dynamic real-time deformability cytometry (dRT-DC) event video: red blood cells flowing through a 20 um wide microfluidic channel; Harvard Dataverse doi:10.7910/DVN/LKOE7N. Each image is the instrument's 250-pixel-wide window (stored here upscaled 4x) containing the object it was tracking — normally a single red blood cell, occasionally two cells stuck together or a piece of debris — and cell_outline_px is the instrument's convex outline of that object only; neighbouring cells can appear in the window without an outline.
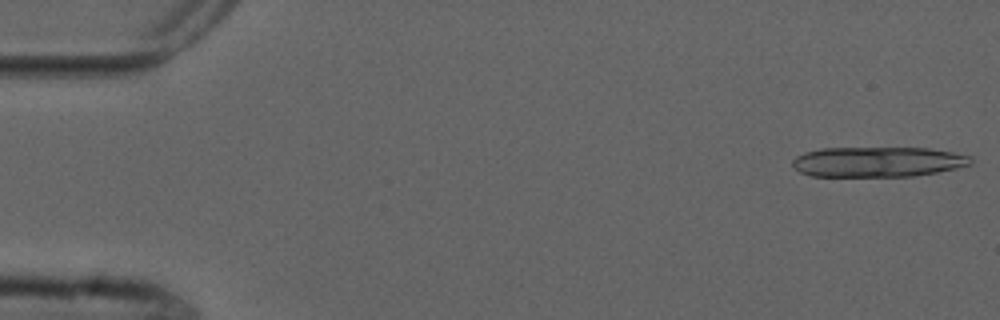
{"species": "common noctule bat (a hibernating species)", "species_latin": "Nyctalus noctula", "temperature_condition": "cold", "stored_images_in_passage": 4, "camera_frame_rate_fps": 3000, "um_per_image_px": 0.085, "animal": {"sex": "male", "forearm_length_mm": 52.5}, "frame": {"image": 1, "passage_image": 1, "time_ms": 0.0, "image_size_px": [1000, 320], "cell_outline_px": [[972, 164], [956, 168], [916, 176], [812, 176], [800, 172], [792, 164], [792, 160], [796, 156], [804, 152], [820, 148], [928, 148], [952, 152], [972, 156]], "centroid_in_image_um": [74.61, 13.75], "position_along_channel_um": 10.4, "area_um2": 31.39}}